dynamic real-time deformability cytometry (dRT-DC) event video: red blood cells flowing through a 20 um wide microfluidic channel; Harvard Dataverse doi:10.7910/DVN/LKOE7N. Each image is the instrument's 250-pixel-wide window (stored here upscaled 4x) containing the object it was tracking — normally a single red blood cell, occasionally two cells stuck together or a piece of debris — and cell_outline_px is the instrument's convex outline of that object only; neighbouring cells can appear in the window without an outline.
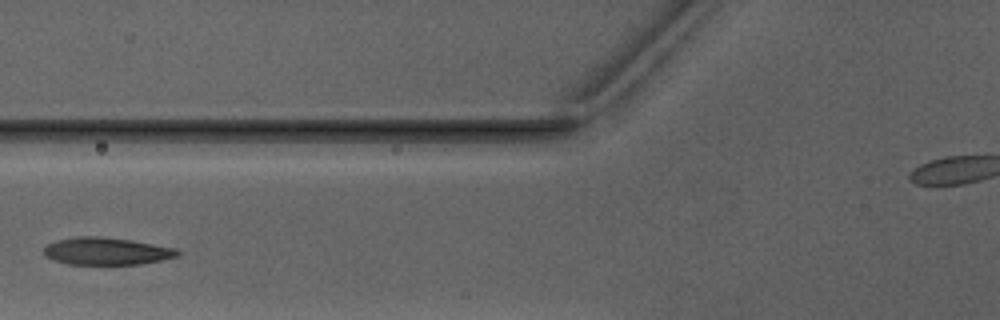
{"species": "Egyptian fruit bat (a non-hibernating species)", "species_latin": "Rousettus aegyptiacus", "temperature_condition": "warm", "stored_images_in_passage": 3, "camera_frame_rate_fps": 3000, "um_per_image_px": 0.085, "animal": {"sex": "male"}, "frame": {"image": 1, "passage_image": 3, "time_ms": 2.333, "image_size_px": [1000, 320], "cell_outline_px": [[180, 252], [176, 256], [160, 260], [140, 264], [68, 264], [52, 260], [44, 256], [44, 248], [48, 244], [56, 240], [76, 236], [100, 236], [128, 240], [176, 248]], "centroid_in_image_um": [8.99, 21.35], "position_along_channel_um": 116.8, "area_um2": 21.15}}